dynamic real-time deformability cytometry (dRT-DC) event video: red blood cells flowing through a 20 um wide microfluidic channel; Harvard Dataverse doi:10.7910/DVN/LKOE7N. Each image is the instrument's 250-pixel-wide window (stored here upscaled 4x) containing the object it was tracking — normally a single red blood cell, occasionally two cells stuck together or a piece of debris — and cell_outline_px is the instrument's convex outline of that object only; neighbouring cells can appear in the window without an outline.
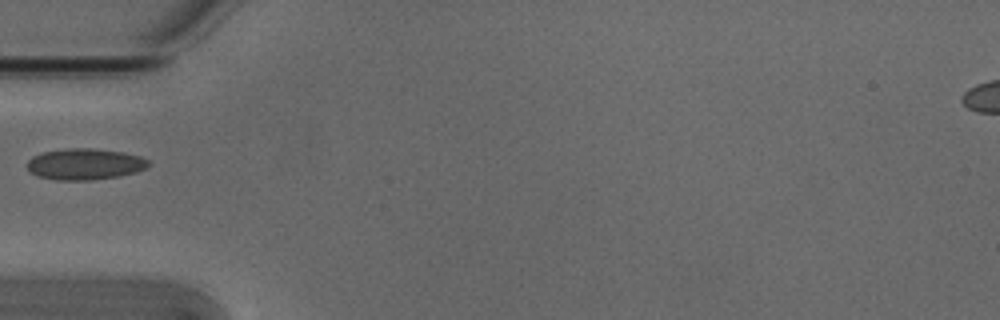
{"species": "Egyptian fruit bat (a non-hibernating species)", "species_latin": "Rousettus aegyptiacus", "temperature_condition": "cold", "stored_images_in_passage": 37, "camera_frame_rate_fps": 3000, "um_per_image_px": 0.085, "animal": {"sex": "male"}, "frame": {"image": 1, "passage_image": 1, "time_ms": 0.0, "image_size_px": [1000, 320], "cell_outline_px": [[152, 164], [136, 172], [120, 176], [92, 180], [56, 180], [36, 176], [28, 172], [28, 160], [32, 156], [44, 152], [64, 148], [92, 148], [124, 152], [140, 156], [148, 160]], "centroid_in_image_um": [7.2, 13.95], "position_along_channel_um": 77.8, "area_um2": 22.31}}
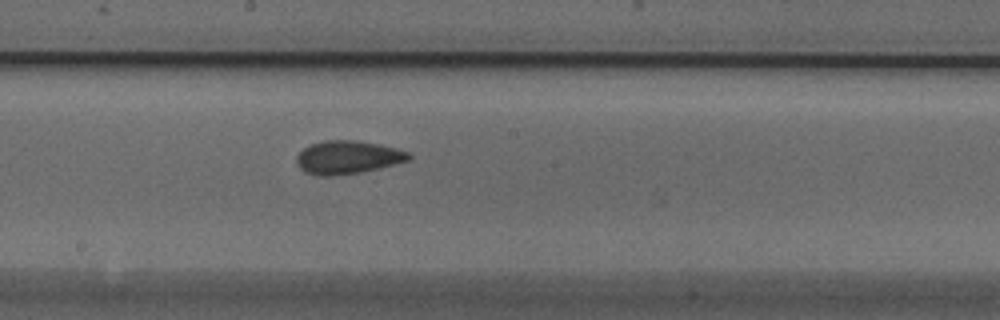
{"frame": {"image": 2, "passage_image": 12, "time_ms": 3.667, "image_size_px": [1000, 320], "cell_outline_px": [[412, 156], [408, 160], [380, 168], [360, 172], [332, 176], [316, 176], [304, 172], [296, 164], [296, 156], [308, 144], [324, 140], [356, 140], [380, 144], [396, 148], [408, 152]], "centroid_in_image_um": [29.51, 13.37], "position_along_channel_um": 218.7, "area_um2": 21.91}}
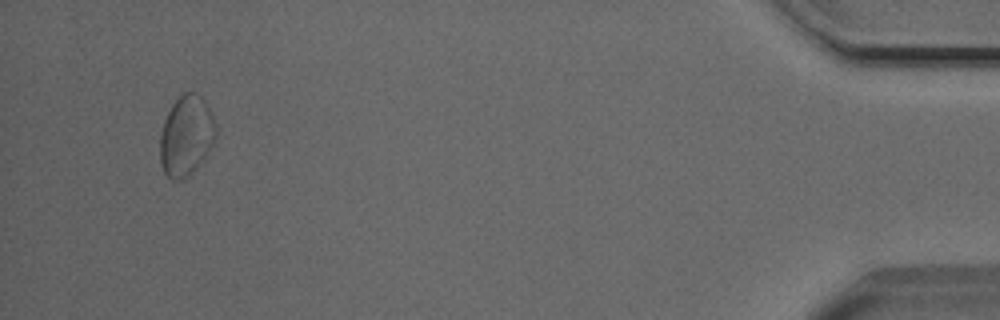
{"frame": {"image": 3, "passage_image": 34, "time_ms": 11.0, "image_size_px": [1000, 320], "cell_outline_px": [[216, 144], [196, 168], [192, 172], [180, 180], [172, 180], [164, 172], [160, 164], [160, 132], [164, 120], [172, 104], [184, 92], [196, 92], [208, 104], [212, 112], [216, 128]], "centroid_in_image_um": [15.85, 11.53], "position_along_channel_um": 419.3, "area_um2": 26.47}}